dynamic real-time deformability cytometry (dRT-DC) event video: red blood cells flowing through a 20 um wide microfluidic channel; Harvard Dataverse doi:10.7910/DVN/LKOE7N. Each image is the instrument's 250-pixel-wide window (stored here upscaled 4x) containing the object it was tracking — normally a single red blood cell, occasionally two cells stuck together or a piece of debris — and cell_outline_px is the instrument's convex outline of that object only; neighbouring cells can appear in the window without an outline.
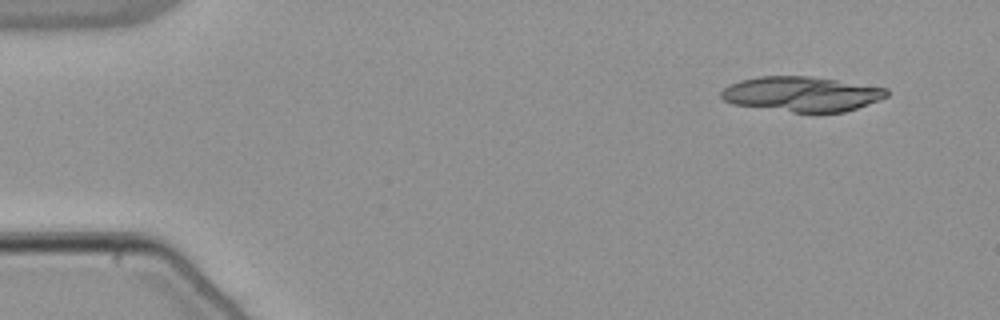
{"species": "common noctule bat (a hibernating species)", "species_latin": "Nyctalus noctula", "temperature_condition": "warm", "stored_images_in_passage": 19, "camera_frame_rate_fps": 3000, "um_per_image_px": 0.085, "animal": {"sex": "male", "body_mass_g": 21.5, "forearm_length_mm": 52.0}, "frame": {"image": 1, "passage_image": 5, "time_ms": 1.333, "image_size_px": [1000, 320], "cell_outline_px": [[888, 96], [880, 100], [844, 112], [792, 112], [732, 104], [724, 100], [720, 96], [720, 92], [724, 88], [740, 80], [760, 76], [812, 76], [888, 88]], "centroid_in_image_um": [68.16, 7.99], "position_along_channel_um": 16.8, "area_um2": 33.7}}